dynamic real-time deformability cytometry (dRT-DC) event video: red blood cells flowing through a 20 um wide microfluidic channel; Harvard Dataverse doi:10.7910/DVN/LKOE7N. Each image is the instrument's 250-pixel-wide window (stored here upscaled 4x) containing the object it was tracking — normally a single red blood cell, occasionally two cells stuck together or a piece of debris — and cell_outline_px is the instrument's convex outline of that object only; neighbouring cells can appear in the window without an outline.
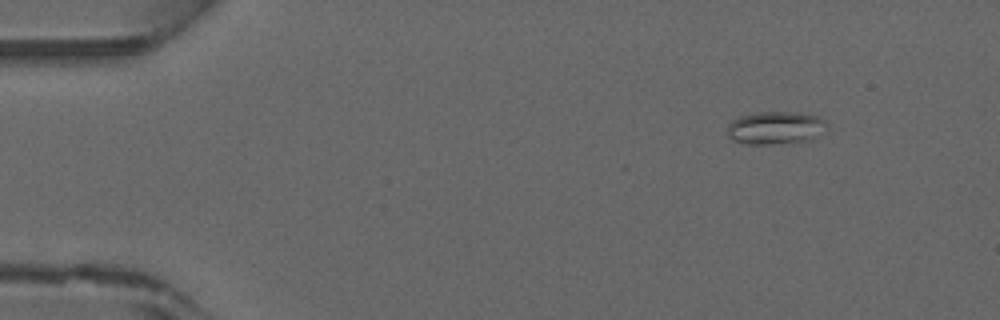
{"species": "common noctule bat (a hibernating species)", "species_latin": "Nyctalus noctula", "temperature_condition": "warm", "stored_images_in_passage": 42, "camera_frame_rate_fps": 3000, "um_per_image_px": 0.085, "animal": {"sex": "male", "forearm_length_mm": 52.5}, "frame": {"image": 1, "passage_image": 1, "time_ms": 0.0, "image_size_px": [1000, 320], "cell_outline_px": [[828, 124], [812, 140], [772, 144], [744, 144], [732, 140], [728, 136], [728, 124], [732, 120], [740, 116], [756, 112], [804, 112], [820, 116]], "centroid_in_image_um": [65.91, 10.85], "position_along_channel_um": 19.1, "area_um2": 19.25}}
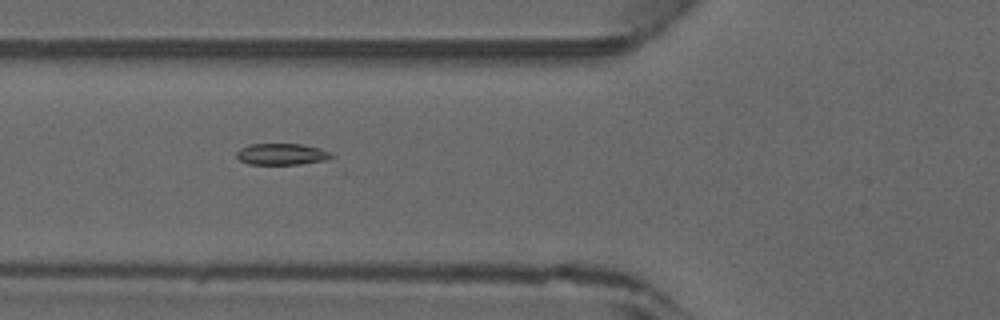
{"frame": {"image": 2, "passage_image": 13, "time_ms": 4.0, "image_size_px": [1000, 320], "cell_outline_px": [[332, 156], [328, 160], [300, 164], [248, 164], [240, 160], [236, 156], [236, 152], [240, 148], [252, 144], [300, 144], [320, 148], [328, 152]], "centroid_in_image_um": [23.92, 13.11], "position_along_channel_um": 101.9, "area_um2": 11.73}}
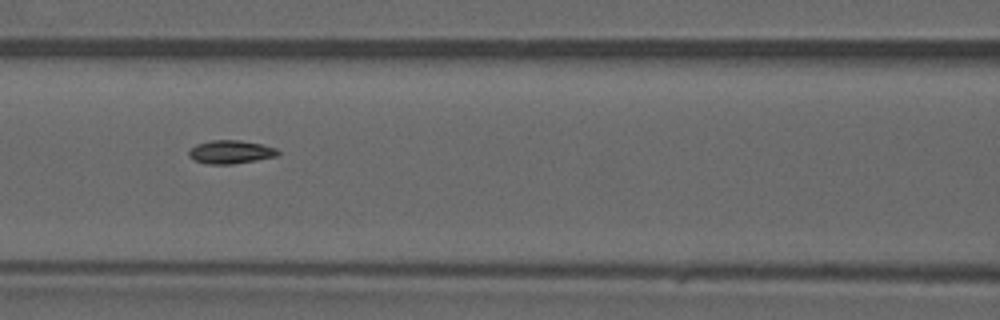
{"frame": {"image": 3, "passage_image": 16, "time_ms": 5.0, "image_size_px": [1000, 320], "cell_outline_px": [[280, 152], [276, 156], [256, 160], [232, 164], [208, 164], [192, 160], [188, 156], [188, 152], [196, 144], [212, 140], [240, 140], [260, 144], [276, 148]], "centroid_in_image_um": [19.57, 12.92], "position_along_channel_um": 147.0, "area_um2": 12.08}}